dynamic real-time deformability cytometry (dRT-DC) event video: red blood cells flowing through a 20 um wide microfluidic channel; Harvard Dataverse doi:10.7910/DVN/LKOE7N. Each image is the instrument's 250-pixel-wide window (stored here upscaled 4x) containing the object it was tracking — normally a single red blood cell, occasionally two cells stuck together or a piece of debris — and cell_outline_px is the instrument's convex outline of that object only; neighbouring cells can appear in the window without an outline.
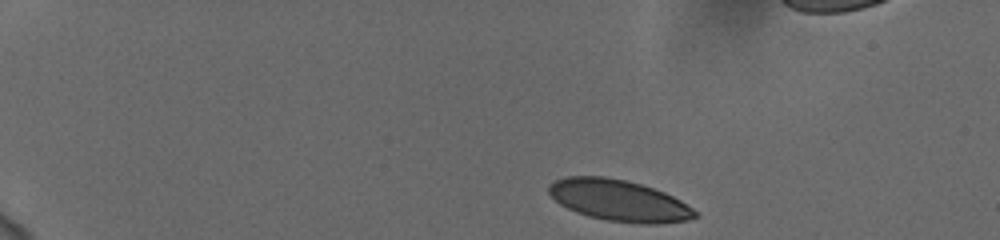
{"species": "human", "species_latin": "Homo sapiens", "temperature_condition": "cold", "stored_images_in_passage": 48, "camera_frame_rate_fps": 3000, "um_per_image_px": 0.085, "donor": {"sex": "female"}, "frame": {"image": 1, "passage_image": 1, "time_ms": 0.0, "image_size_px": [1000, 240], "cell_outline_px": [[700, 216], [688, 220], [656, 224], [640, 224], [608, 220], [588, 216], [576, 212], [560, 204], [548, 192], [548, 184], [556, 180], [568, 176], [604, 176], [624, 180], [640, 184], [664, 192], [680, 200], [692, 208]], "centroid_in_image_um": [52.61, 17.04], "position_along_channel_um": 32.4, "area_um2": 35.03}}
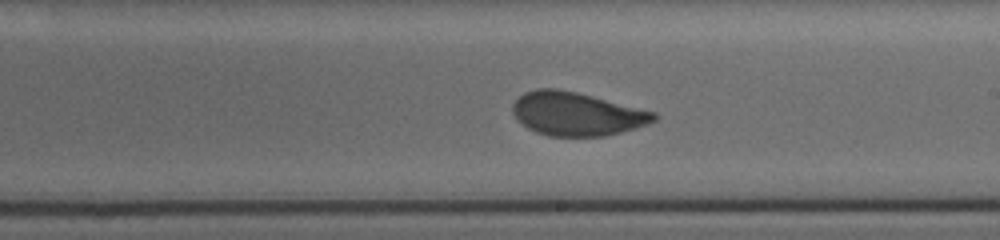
{"frame": {"image": 2, "passage_image": 26, "time_ms": 8.333, "image_size_px": [1000, 240], "cell_outline_px": [[656, 120], [648, 124], [636, 128], [604, 136], [548, 136], [536, 132], [528, 128], [516, 120], [512, 112], [512, 104], [524, 92], [536, 88], [556, 88], [576, 92], [656, 112]], "centroid_in_image_um": [48.98, 9.68], "position_along_channel_um": 240.0, "area_um2": 35.78}}
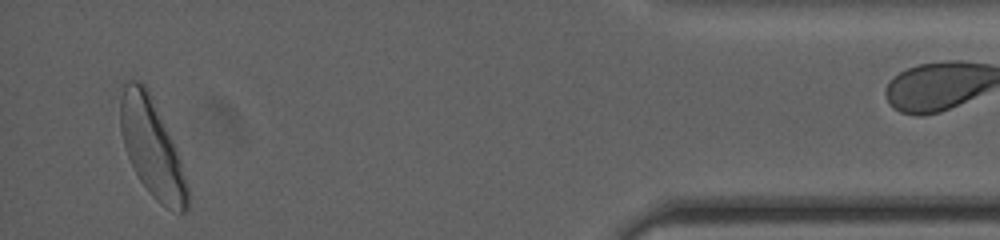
{"frame": {"image": 3, "passage_image": 45, "time_ms": 14.667, "image_size_px": [1000, 240], "cell_outline_px": [[188, 208], [184, 212], [180, 212], [168, 208], [160, 204], [152, 196], [140, 180], [128, 156], [124, 144], [120, 128], [120, 84], [124, 80], [140, 80], [148, 88], [176, 148], [188, 184]], "centroid_in_image_um": [12.89, 12.49], "position_along_channel_um": 422.3, "area_um2": 38.26}, "authors_computed_cell_mechanics": {"area_um2": 36.3562, "velocity_mm_per_s": 3.7133, "shape_relaxation_time_tau1_ms": 4.9799, "shape_relaxation_time_tau2_ms": null, "deformation_change_tau1": 0.1617, "deformation_change_tau2": null}}